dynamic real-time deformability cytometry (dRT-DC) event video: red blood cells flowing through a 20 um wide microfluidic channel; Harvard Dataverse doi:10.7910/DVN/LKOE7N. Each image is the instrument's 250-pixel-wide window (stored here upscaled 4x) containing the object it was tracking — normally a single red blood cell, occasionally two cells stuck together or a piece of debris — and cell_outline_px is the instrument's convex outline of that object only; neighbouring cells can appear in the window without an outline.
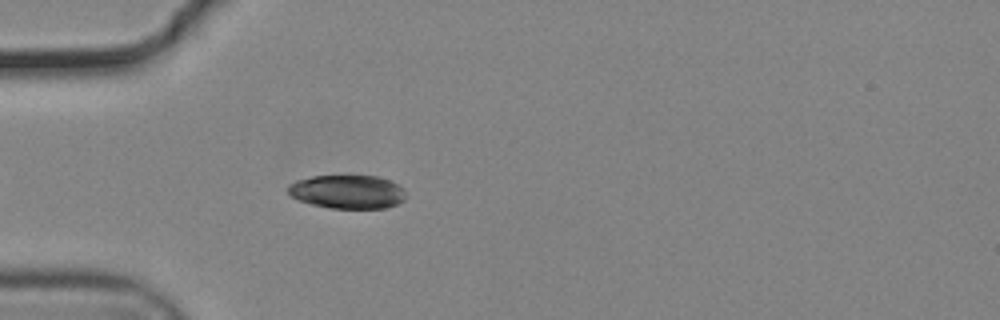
{"species": "common noctule bat (a hibernating species)", "species_latin": "Nyctalus noctula", "temperature_condition": "cold", "stored_images_in_passage": 31, "segment_of_instrument_passage": [1, 2], "camera_frame_rate_fps": 3000, "um_per_image_px": 0.085, "animal": {"sex": "male", "body_mass_g": 19.2, "forearm_length_mm": 51.8}, "frame": {"image": 1, "passage_image": 7, "time_ms": 2.0, "image_size_px": [1000, 320], "cell_outline_px": [[404, 200], [396, 204], [384, 208], [328, 208], [312, 204], [300, 200], [292, 196], [288, 192], [288, 184], [296, 180], [312, 176], [376, 176], [388, 180], [404, 188]], "centroid_in_image_um": [29.51, 16.3], "position_along_channel_um": 55.5, "area_um2": 22.89}}
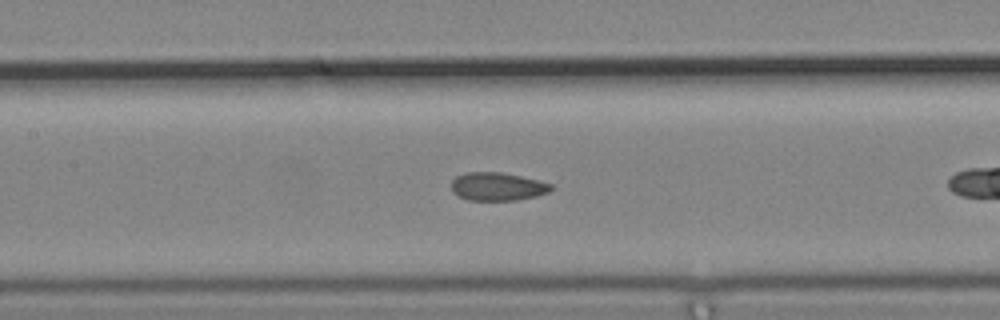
{"frame": {"image": 2, "passage_image": 13, "time_ms": 4.0, "image_size_px": [1000, 320], "cell_outline_px": [[552, 188], [548, 192], [536, 196], [516, 200], [468, 200], [456, 196], [452, 192], [452, 180], [456, 176], [468, 172], [500, 172], [540, 180], [552, 184]], "centroid_in_image_um": [42.26, 15.86], "position_along_channel_um": 165.1, "area_um2": 16.42}}
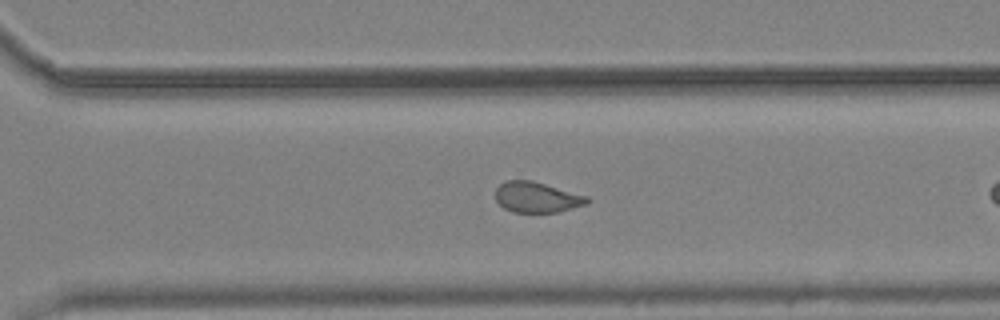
{"frame": {"image": 3, "passage_image": 26, "time_ms": 8.333, "image_size_px": [1000, 320], "cell_outline_px": [[592, 200], [584, 204], [560, 212], [512, 212], [504, 208], [496, 200], [496, 188], [504, 180], [532, 180], [588, 196]], "centroid_in_image_um": [45.63, 16.76], "position_along_channel_um": 325.0, "area_um2": 16.36}}